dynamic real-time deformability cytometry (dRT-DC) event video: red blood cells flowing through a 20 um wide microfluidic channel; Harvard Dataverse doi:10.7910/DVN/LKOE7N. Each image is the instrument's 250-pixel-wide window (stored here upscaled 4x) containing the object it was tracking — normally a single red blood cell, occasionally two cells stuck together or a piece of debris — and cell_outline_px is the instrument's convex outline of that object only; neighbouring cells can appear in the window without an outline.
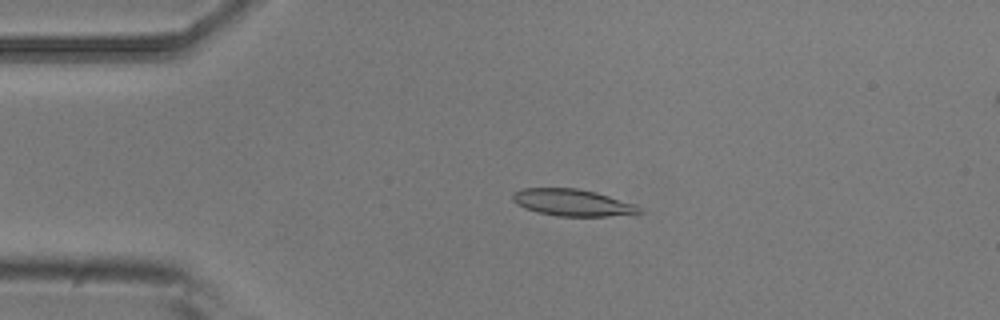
{"species": "common noctule bat (a hibernating species)", "species_latin": "Nyctalus noctula", "temperature_condition": "room temperature", "stored_images_in_passage": 4, "camera_frame_rate_fps": 3000, "um_per_image_px": 0.085, "animal": {"sex": "male", "body_mass_g": 20.5, "forearm_length_mm": 52.5}, "frame": {"image": 1, "passage_image": 2, "time_ms": 0.333, "image_size_px": [1000, 320], "cell_outline_px": [[644, 212], [608, 216], [556, 216], [536, 212], [524, 208], [516, 204], [512, 200], [512, 192], [520, 188], [576, 188], [596, 192], [636, 204]], "centroid_in_image_um": [48.61, 17.21], "position_along_channel_um": 36.4, "area_um2": 19.94}}